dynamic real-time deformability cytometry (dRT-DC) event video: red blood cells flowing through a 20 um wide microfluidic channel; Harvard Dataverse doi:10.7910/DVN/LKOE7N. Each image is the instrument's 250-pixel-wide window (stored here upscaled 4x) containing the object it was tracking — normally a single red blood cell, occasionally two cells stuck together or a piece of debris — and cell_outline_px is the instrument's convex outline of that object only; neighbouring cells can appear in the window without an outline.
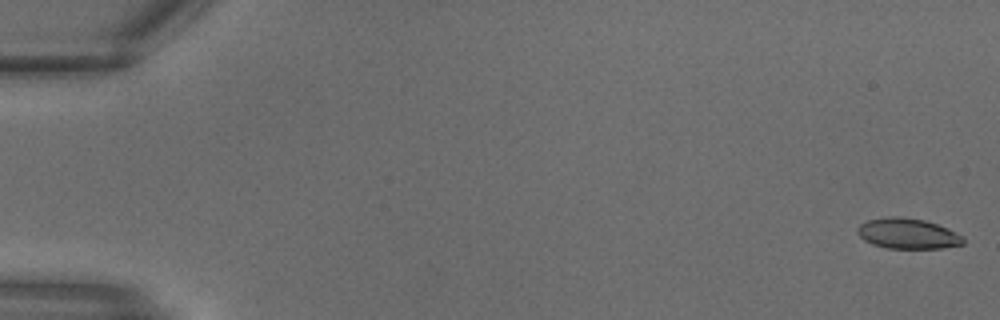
{"species": "common noctule bat (a hibernating species)", "species_latin": "Nyctalus noctula", "temperature_condition": "warm", "stored_images_in_passage": 19, "camera_frame_rate_fps": 3000, "um_per_image_px": 0.085, "animal": {"sex": "male", "body_mass_g": 18.8}, "frame": {"image": 1, "passage_image": 1, "time_ms": 0.0, "image_size_px": [1000, 320], "cell_outline_px": [[964, 244], [944, 248], [888, 248], [872, 244], [864, 240], [856, 232], [856, 228], [860, 224], [868, 220], [888, 216], [900, 216], [924, 220], [948, 228], [964, 236]], "centroid_in_image_um": [77.16, 19.85], "position_along_channel_um": 7.8, "area_um2": 18.9}}
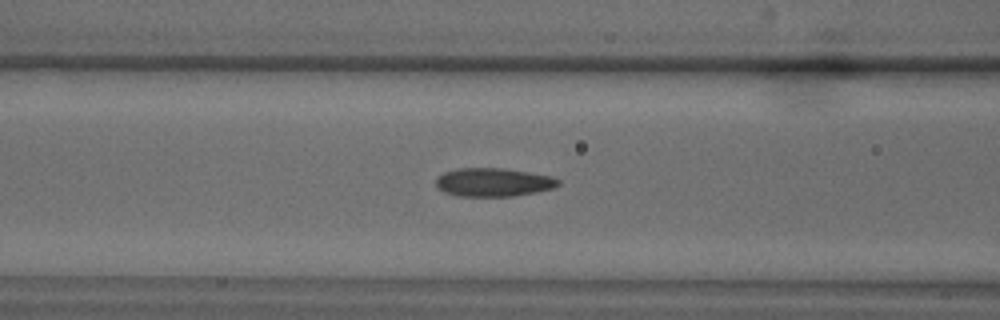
{"frame": {"image": 2, "passage_image": 13, "time_ms": 4.0, "image_size_px": [1000, 320], "cell_outline_px": [[560, 184], [552, 188], [536, 192], [512, 196], [456, 196], [444, 192], [436, 184], [436, 176], [444, 172], [456, 168], [504, 168], [552, 176], [560, 180]], "centroid_in_image_um": [41.92, 15.48], "position_along_channel_um": 124.7, "area_um2": 20.35}}
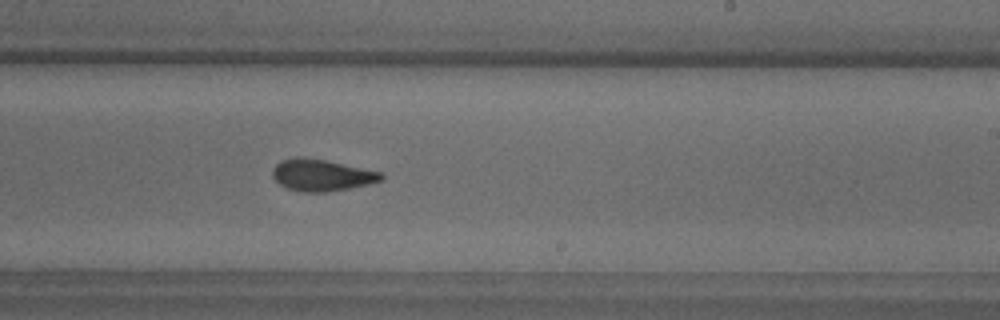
{"frame": {"image": 3, "passage_image": 19, "time_ms": 6.0, "image_size_px": [1000, 320], "cell_outline_px": [[384, 180], [368, 184], [348, 188], [324, 192], [304, 192], [288, 188], [280, 184], [272, 176], [272, 168], [280, 160], [296, 156], [300, 156], [324, 160], [380, 172], [384, 176]], "centroid_in_image_um": [27.29, 14.88], "position_along_channel_um": 261.7, "area_um2": 19.88}}